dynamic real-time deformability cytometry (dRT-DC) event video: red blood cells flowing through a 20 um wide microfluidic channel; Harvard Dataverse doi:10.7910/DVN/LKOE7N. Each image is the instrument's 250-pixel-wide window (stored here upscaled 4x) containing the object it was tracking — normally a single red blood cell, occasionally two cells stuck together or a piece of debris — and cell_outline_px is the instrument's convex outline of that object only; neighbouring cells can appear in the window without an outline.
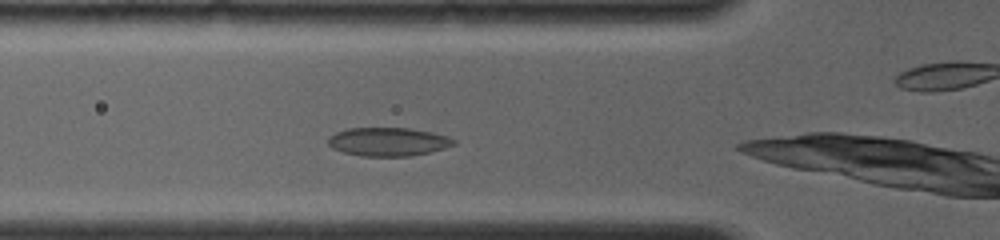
{"species": "common noctule bat (a hibernating species)", "species_latin": "Nyctalus noctula", "temperature_condition": "room temperature", "stored_images_in_passage": 38, "camera_frame_rate_fps": 4000, "um_per_image_px": 0.085, "animal": {"sex": "female", "body_mass_g": 19.0, "forearm_length_mm": 56.7}, "frame": {"image": 1, "passage_image": 6, "time_ms": 1.25, "image_size_px": [1000, 240], "cell_outline_px": [[456, 144], [444, 148], [428, 152], [408, 156], [360, 156], [344, 152], [332, 148], [328, 144], [328, 136], [336, 132], [348, 128], [408, 128], [432, 132], [448, 136], [456, 140]], "centroid_in_image_um": [32.98, 12.04], "position_along_channel_um": 92.8, "area_um2": 20.87}}
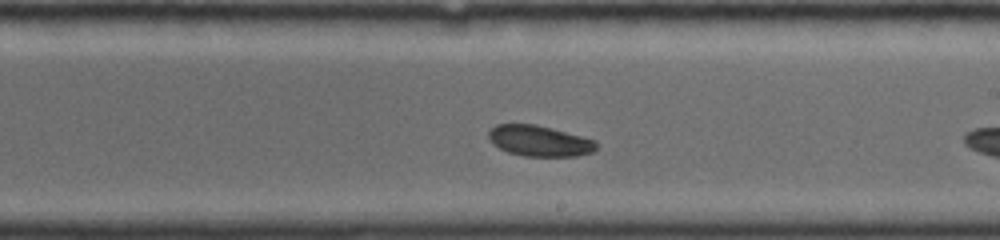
{"frame": {"image": 2, "passage_image": 20, "time_ms": 5.0, "image_size_px": [1000, 240], "cell_outline_px": [[596, 148], [592, 152], [576, 156], [524, 156], [508, 152], [492, 144], [488, 136], [488, 132], [496, 124], [536, 124], [552, 128], [596, 140]], "centroid_in_image_um": [45.83, 11.97], "position_along_channel_um": 243.2, "area_um2": 19.31}}
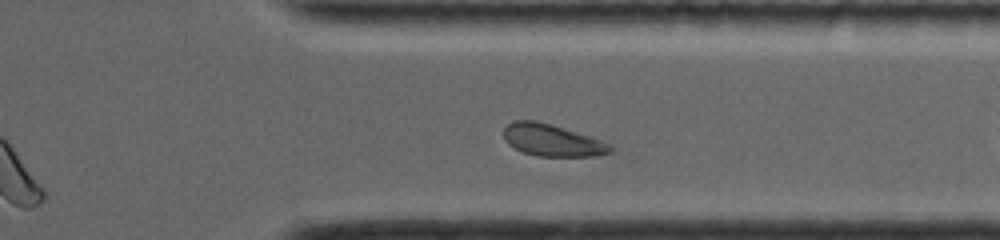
{"frame": {"image": 3, "passage_image": 32, "time_ms": 8.0, "image_size_px": [1000, 240], "cell_outline_px": [[612, 152], [596, 156], [536, 156], [524, 152], [508, 144], [504, 140], [504, 128], [512, 120], [536, 120], [588, 136], [612, 144]], "centroid_in_image_um": [46.91, 11.93], "position_along_channel_um": 364.5, "area_um2": 19.65}, "authors_computed_cell_mechanics": {"area_um2": 20.0855, "velocity_mm_per_s": 4.0179, "shape_relaxation_time_tau1_ms": 3.3424, "shape_relaxation_time_tau2_ms": null, "deformation_change_tau1": 0.0738, "deformation_change_tau2": null}}